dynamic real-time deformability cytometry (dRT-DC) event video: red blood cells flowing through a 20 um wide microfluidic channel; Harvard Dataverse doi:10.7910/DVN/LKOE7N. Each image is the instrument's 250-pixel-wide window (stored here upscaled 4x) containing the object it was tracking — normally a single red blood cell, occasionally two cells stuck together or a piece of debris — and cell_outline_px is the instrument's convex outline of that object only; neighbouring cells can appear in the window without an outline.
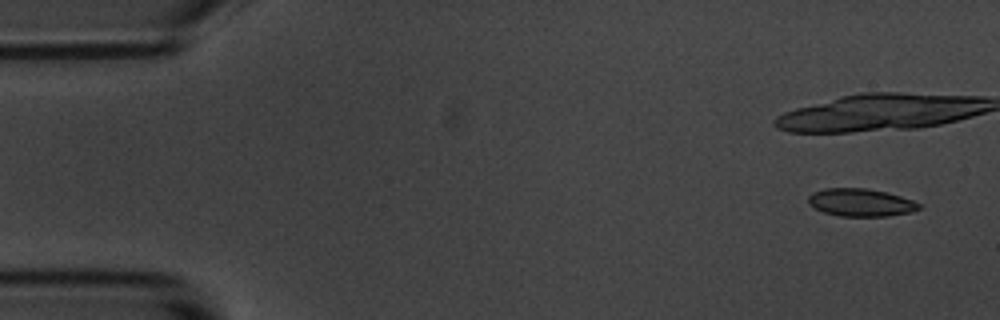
{"species": "common noctule bat (a hibernating species)", "species_latin": "Nyctalus noctula", "temperature_condition": "room temperature", "stored_images_in_passage": 6, "camera_frame_rate_fps": 3000, "um_per_image_px": 0.085, "animal": {"sex": "male", "body_mass_g": 20.1, "forearm_length_mm": 53.5}, "frame": {"image": 1, "passage_image": 1, "time_ms": 0.0, "image_size_px": [1000, 320], "cell_outline_px": [[920, 208], [912, 212], [888, 216], [840, 216], [824, 212], [808, 204], [808, 196], [812, 192], [824, 188], [864, 188], [884, 192], [900, 196], [912, 200], [920, 204]], "centroid_in_image_um": [73.14, 17.21], "position_along_channel_um": 11.9, "area_um2": 17.8}}